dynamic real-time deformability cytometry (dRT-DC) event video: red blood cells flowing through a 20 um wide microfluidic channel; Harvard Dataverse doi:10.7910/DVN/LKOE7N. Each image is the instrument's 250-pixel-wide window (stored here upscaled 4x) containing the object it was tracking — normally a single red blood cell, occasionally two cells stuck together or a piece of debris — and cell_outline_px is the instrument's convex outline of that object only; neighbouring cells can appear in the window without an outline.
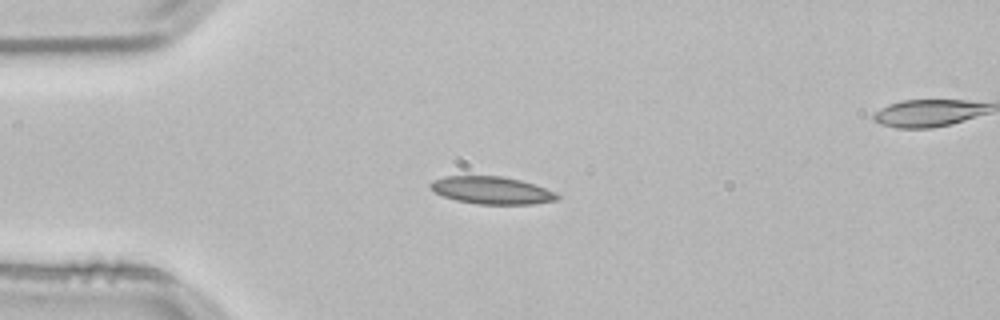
{"species": "common noctule bat (a hibernating species)", "species_latin": "Nyctalus noctula", "temperature_condition": "room temperature", "stored_images_in_passage": 2, "camera_frame_rate_fps": 3000, "um_per_image_px": 0.085, "animal": {"sex": "male", "body_mass_g": 21.5, "forearm_length_mm": 52.0}, "frame": {"image": 1, "passage_image": 1, "time_ms": 0.0, "image_size_px": [1000, 320], "cell_outline_px": [[560, 196], [556, 200], [532, 204], [476, 204], [456, 200], [444, 196], [436, 192], [428, 184], [432, 180], [444, 176], [500, 176], [520, 180], [556, 192]], "centroid_in_image_um": [41.78, 16.18], "position_along_channel_um": 43.2, "area_um2": 20.11}}